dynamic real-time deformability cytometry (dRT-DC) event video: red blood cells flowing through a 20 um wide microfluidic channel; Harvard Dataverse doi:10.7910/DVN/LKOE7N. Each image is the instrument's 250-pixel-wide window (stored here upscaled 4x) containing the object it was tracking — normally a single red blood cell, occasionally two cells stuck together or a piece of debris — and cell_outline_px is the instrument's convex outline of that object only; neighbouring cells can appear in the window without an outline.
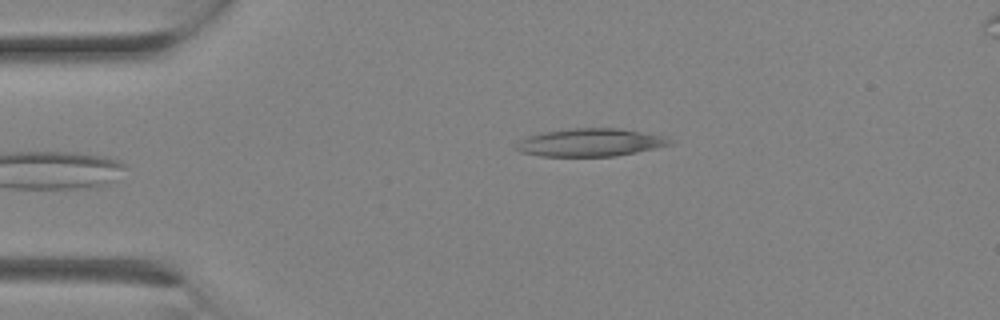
{"species": "Egyptian fruit bat (a non-hibernating species)", "species_latin": "Rousettus aegyptiacus", "temperature_condition": "room temperature", "stored_images_in_passage": 7, "segment_of_instrument_passage": [2, 2], "camera_frame_rate_fps": 3000, "um_per_image_px": 0.085, "animal": {"sex": "female"}, "frame": {"image": 1, "passage_image": 7, "time_ms": 2.0, "image_size_px": [1000, 320], "cell_outline_px": [[672, 144], [636, 152], [616, 156], [540, 156], [520, 152], [516, 148], [516, 144], [520, 140], [528, 136], [544, 132], [572, 128], [620, 128], [664, 136], [672, 140]], "centroid_in_image_um": [50.17, 12.11], "position_along_channel_um": 34.8, "area_um2": 24.8}}